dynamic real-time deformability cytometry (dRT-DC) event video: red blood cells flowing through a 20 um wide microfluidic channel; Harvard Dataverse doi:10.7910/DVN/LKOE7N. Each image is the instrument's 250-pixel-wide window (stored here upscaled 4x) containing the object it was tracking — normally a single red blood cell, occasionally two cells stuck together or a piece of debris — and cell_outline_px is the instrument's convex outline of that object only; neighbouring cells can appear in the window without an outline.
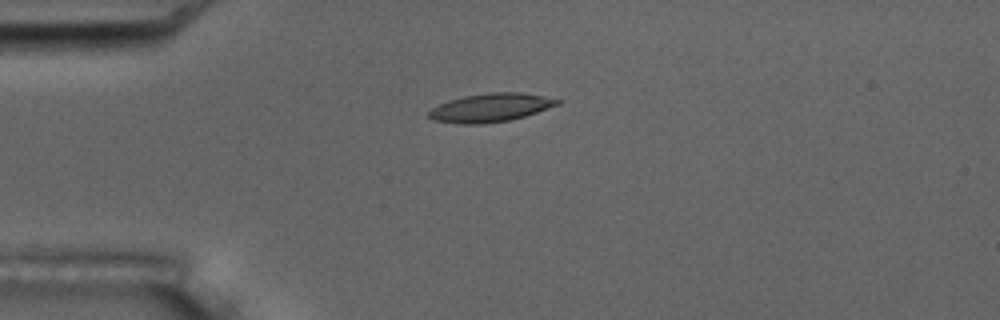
{"species": "common noctule bat (a hibernating species)", "species_latin": "Nyctalus noctula", "temperature_condition": "room temperature", "stored_images_in_passage": 4, "camera_frame_rate_fps": 3000, "um_per_image_px": 0.085, "animal": {"sex": "male", "body_mass_g": 17.5, "forearm_length_mm": 52.3}, "frame": {"image": 1, "passage_image": 1, "time_ms": 0.0, "image_size_px": [1000, 320], "cell_outline_px": [[564, 100], [560, 104], [524, 116], [508, 120], [480, 124], [460, 124], [436, 120], [428, 116], [428, 112], [432, 108], [448, 100], [464, 96], [488, 92], [520, 92], [544, 96]], "centroid_in_image_um": [41.72, 9.13], "position_along_channel_um": 43.3, "area_um2": 21.21}}